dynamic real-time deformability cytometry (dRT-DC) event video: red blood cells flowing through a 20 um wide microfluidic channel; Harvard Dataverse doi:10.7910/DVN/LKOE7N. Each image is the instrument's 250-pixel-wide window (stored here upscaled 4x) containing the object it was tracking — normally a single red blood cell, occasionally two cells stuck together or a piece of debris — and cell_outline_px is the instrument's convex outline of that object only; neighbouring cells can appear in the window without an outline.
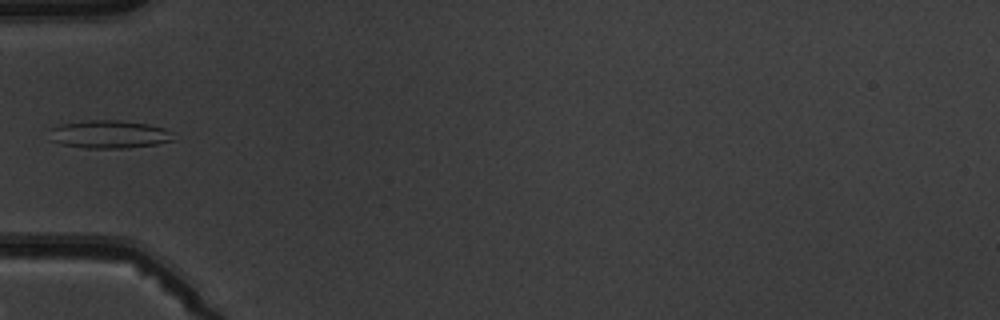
{"species": "common noctule bat (a hibernating species)", "species_latin": "Nyctalus noctula", "temperature_condition": "warm", "stored_images_in_passage": 5, "camera_frame_rate_fps": 3000, "um_per_image_px": 0.085, "animal": {"sex": "male", "body_mass_g": 19.5, "forearm_length_mm": 54.6}, "frame": {"image": 1, "passage_image": 4, "time_ms": 3.667, "image_size_px": [1000, 320], "cell_outline_px": [[172, 140], [156, 144], [128, 148], [84, 148], [60, 144], [48, 140], [48, 128], [60, 124], [84, 120], [120, 120], [148, 124], [164, 128], [172, 132]], "centroid_in_image_um": [9.17, 11.41], "position_along_channel_um": 75.8, "area_um2": 20.58}}